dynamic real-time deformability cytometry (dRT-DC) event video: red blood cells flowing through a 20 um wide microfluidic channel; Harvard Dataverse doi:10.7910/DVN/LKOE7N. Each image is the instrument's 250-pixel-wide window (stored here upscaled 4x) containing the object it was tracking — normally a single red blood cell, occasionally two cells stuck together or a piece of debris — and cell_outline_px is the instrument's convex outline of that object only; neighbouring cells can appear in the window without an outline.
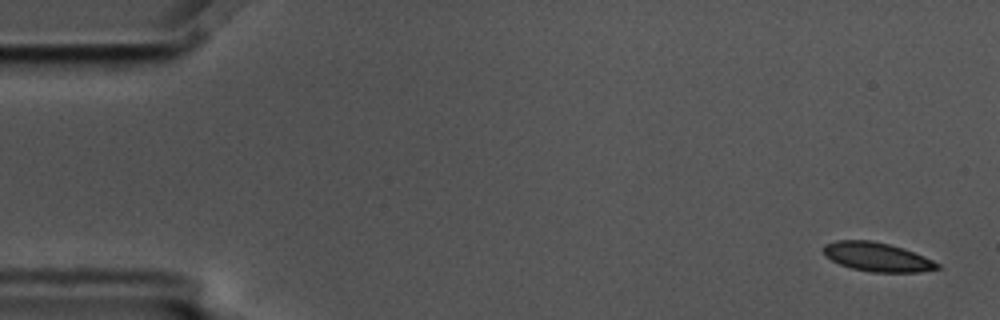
{"species": "common noctule bat (a hibernating species)", "species_latin": "Nyctalus noctula", "temperature_condition": "cold", "stored_images_in_passage": 5, "camera_frame_rate_fps": 3000, "um_per_image_px": 0.085, "animal": {"sex": "male", "body_mass_g": 17.5, "forearm_length_mm": 52.3}, "frame": {"image": 1, "passage_image": 1, "time_ms": 0.0, "image_size_px": [1000, 320], "cell_outline_px": [[940, 268], [920, 272], [872, 272], [852, 268], [840, 264], [824, 256], [824, 244], [836, 240], [872, 240], [904, 248], [924, 256], [940, 264]], "centroid_in_image_um": [74.55, 21.83], "position_along_channel_um": 10.4, "area_um2": 19.19}}
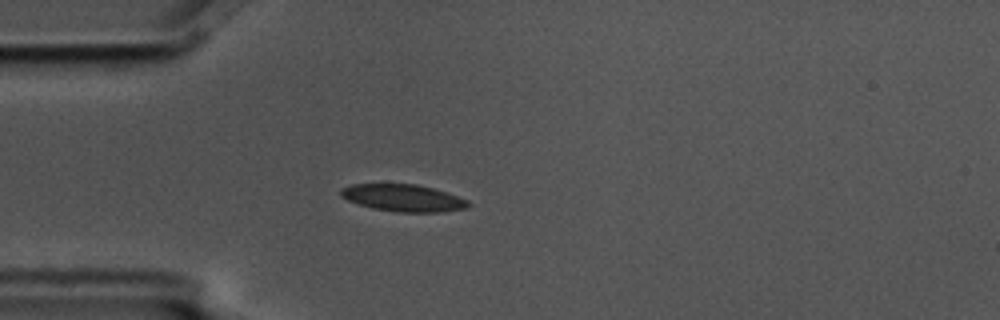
{"frame": {"image": 2, "passage_image": 5, "time_ms": 1.333, "image_size_px": [1000, 320], "cell_outline_px": [[472, 204], [464, 208], [444, 212], [396, 212], [372, 208], [348, 200], [340, 196], [340, 188], [352, 184], [416, 184], [432, 188], [468, 200]], "centroid_in_image_um": [34.25, 16.82], "position_along_channel_um": 50.8, "area_um2": 20.0}}